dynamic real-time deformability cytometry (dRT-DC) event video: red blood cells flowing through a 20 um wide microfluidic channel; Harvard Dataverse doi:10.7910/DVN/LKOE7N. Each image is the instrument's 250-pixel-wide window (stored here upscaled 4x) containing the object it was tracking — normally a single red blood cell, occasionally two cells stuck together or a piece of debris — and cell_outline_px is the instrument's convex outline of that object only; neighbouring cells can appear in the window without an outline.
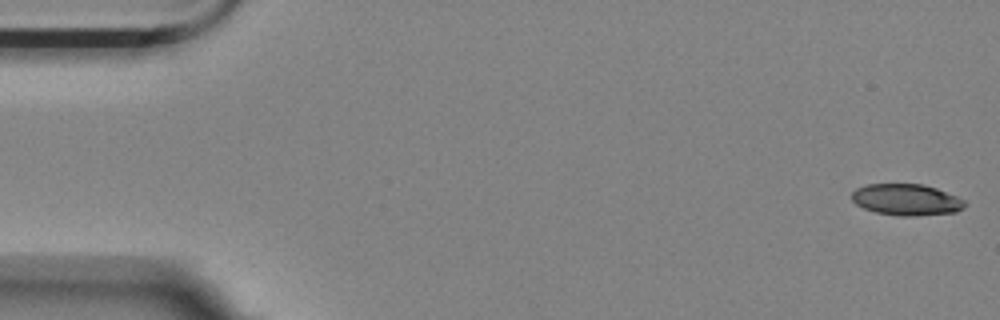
{"species": "Egyptian fruit bat (a non-hibernating species)", "species_latin": "Rousettus aegyptiacus", "temperature_condition": "room temperature", "stored_images_in_passage": 6, "camera_frame_rate_fps": 3000, "um_per_image_px": 0.085, "animal": {"sex": "female"}, "frame": {"image": 1, "passage_image": 1, "time_ms": 0.0, "image_size_px": [1000, 320], "cell_outline_px": [[964, 208], [956, 212], [916, 216], [900, 216], [876, 212], [864, 208], [856, 204], [852, 200], [852, 192], [856, 188], [868, 184], [924, 184], [936, 188], [956, 196], [964, 200]], "centroid_in_image_um": [77.04, 16.97], "position_along_channel_um": 8.0, "area_um2": 20.63}}